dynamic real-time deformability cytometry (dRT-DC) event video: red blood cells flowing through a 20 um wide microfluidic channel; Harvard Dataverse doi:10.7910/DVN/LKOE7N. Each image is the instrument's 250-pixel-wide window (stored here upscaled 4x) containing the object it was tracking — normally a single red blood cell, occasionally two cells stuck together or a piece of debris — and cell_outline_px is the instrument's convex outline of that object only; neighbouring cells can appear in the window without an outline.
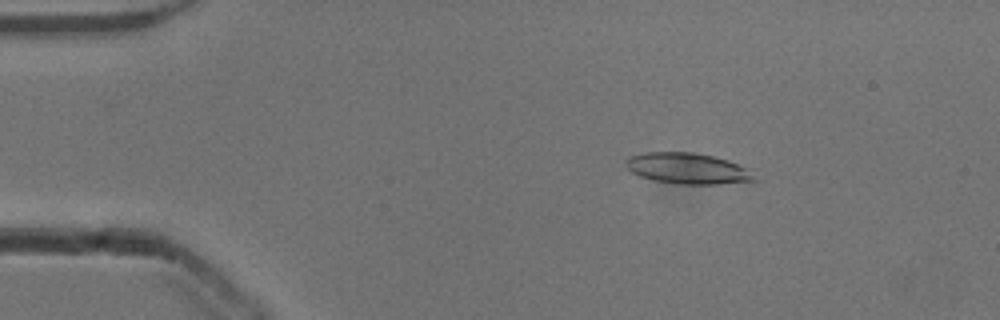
{"species": "common noctule bat (a hibernating species)", "species_latin": "Nyctalus noctula", "temperature_condition": "cold", "stored_images_in_passage": 52, "camera_frame_rate_fps": 3000, "um_per_image_px": 0.085, "animal": {"sex": "male", "body_mass_g": 13.3}, "frame": {"image": 1, "passage_image": 8, "time_ms": 2.333, "image_size_px": [1000, 320], "cell_outline_px": [[760, 180], [716, 184], [676, 184], [656, 180], [640, 176], [632, 172], [624, 164], [624, 160], [628, 156], [644, 152], [692, 152], [712, 156], [728, 160], [748, 168]], "centroid_in_image_um": [58.45, 14.31], "position_along_channel_um": 26.6, "area_um2": 23.29}}
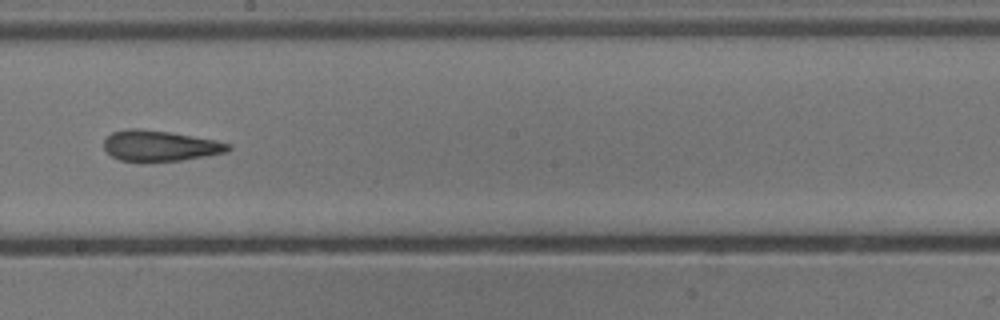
{"frame": {"image": 2, "passage_image": 29, "time_ms": 9.333, "image_size_px": [1000, 320], "cell_outline_px": [[232, 148], [228, 152], [180, 160], [120, 160], [112, 156], [104, 148], [104, 140], [112, 132], [128, 128], [140, 128], [168, 132], [216, 140], [232, 144]], "centroid_in_image_um": [13.62, 12.37], "position_along_channel_um": 234.6, "area_um2": 21.85}}
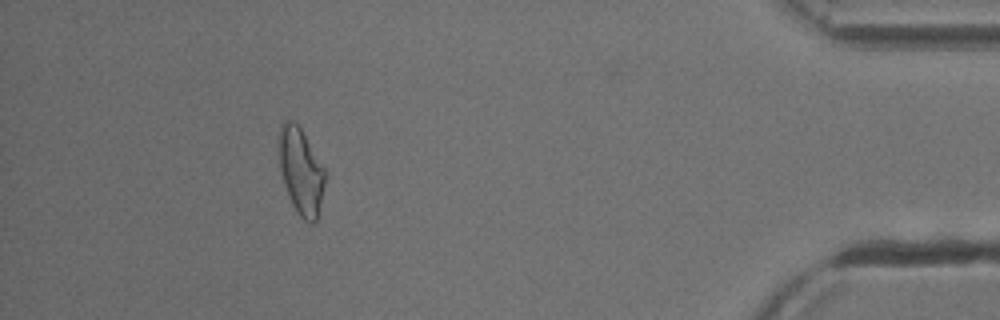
{"frame": {"image": 3, "passage_image": 47, "time_ms": 15.333, "image_size_px": [1000, 320], "cell_outline_px": [[324, 184], [316, 220], [312, 224], [308, 224], [296, 212], [292, 204], [284, 184], [280, 172], [276, 140], [276, 136], [280, 124], [284, 120], [292, 120], [300, 128], [324, 168]], "centroid_in_image_um": [25.5, 14.5], "position_along_channel_um": 409.7, "area_um2": 23.29}, "authors_computed_cell_mechanics": {"area_um2": 23.0044, "velocity_mm_per_s": 3.9013, "shape_relaxation_time_tau1_ms": null, "shape_relaxation_time_tau2_ms": 2.5557, "deformation_change_tau1": null, "deformation_change_tau2": 0.1218}}